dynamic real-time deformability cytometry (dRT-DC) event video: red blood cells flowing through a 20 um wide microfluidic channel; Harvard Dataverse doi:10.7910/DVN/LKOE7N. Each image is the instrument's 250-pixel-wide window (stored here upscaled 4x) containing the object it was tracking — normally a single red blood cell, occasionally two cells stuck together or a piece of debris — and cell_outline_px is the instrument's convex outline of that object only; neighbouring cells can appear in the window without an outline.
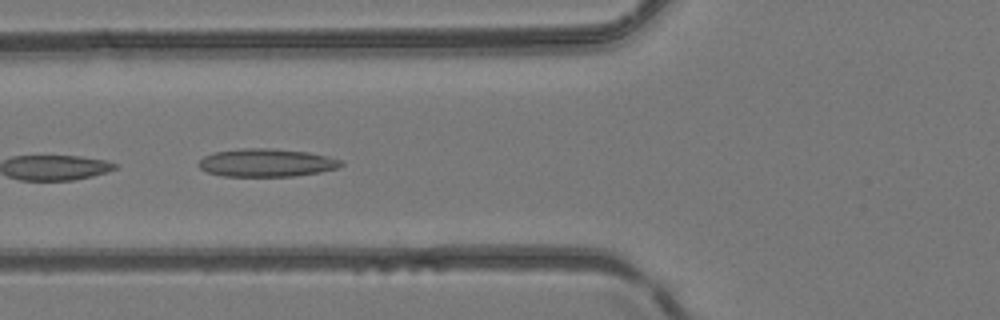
{"species": "common noctule bat (a hibernating species)", "species_latin": "Nyctalus noctula", "temperature_condition": "room temperature", "stored_images_in_passage": 6, "camera_frame_rate_fps": 3000, "um_per_image_px": 0.085, "animal": {"sex": "female", "body_mass_g": 24.6, "forearm_length_mm": 56.2}, "frame": {"image": 1, "passage_image": 6, "time_ms": 7.0, "image_size_px": [1000, 320], "cell_outline_px": [[344, 164], [336, 168], [320, 172], [292, 176], [224, 176], [208, 172], [200, 168], [196, 164], [204, 156], [212, 152], [244, 148], [272, 148], [308, 152], [328, 156], [340, 160]], "centroid_in_image_um": [22.62, 13.82], "position_along_channel_um": 103.2, "area_um2": 23.24}}